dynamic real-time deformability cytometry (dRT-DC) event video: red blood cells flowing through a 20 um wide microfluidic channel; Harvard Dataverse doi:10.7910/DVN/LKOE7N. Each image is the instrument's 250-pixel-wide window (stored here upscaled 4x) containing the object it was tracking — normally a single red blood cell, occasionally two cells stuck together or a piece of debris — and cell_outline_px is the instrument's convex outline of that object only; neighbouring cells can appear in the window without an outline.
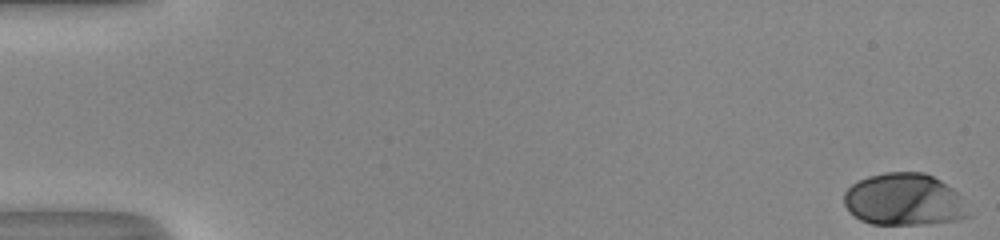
{"species": "human", "species_latin": "Homo sapiens", "temperature_condition": "room temperature", "stored_images_in_passage": 9, "camera_frame_rate_fps": 3000, "um_per_image_px": 0.085, "donor": {"sex": "male"}, "frame": {"image": 1, "passage_image": 1, "time_ms": 0.0, "image_size_px": [1000, 240], "cell_outline_px": [[972, 216], [960, 220], [924, 224], [872, 224], [860, 220], [844, 204], [844, 192], [852, 184], [868, 176], [884, 172], [924, 172], [940, 180], [952, 188], [956, 192]], "centroid_in_image_um": [76.86, 16.97], "position_along_channel_um": 8.1, "area_um2": 37.69}}